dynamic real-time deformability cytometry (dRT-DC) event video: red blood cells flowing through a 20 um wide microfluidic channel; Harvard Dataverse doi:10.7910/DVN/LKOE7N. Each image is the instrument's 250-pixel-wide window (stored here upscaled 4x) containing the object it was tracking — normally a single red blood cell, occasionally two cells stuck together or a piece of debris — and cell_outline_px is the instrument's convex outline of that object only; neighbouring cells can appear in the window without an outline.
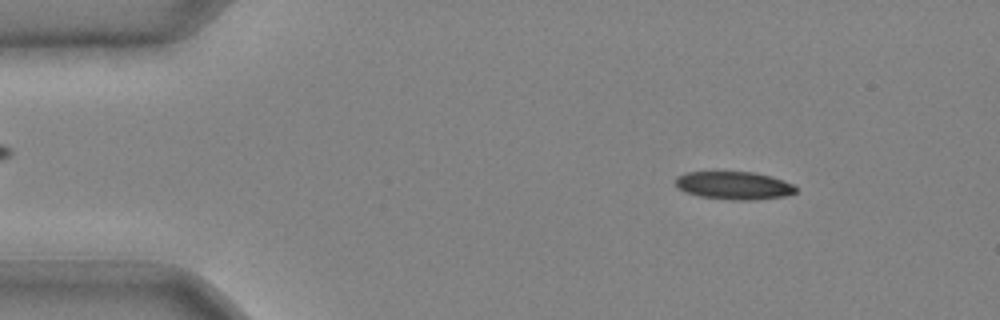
{"species": "common noctule bat (a hibernating species)", "species_latin": "Nyctalus noctula", "temperature_condition": "cold", "stored_images_in_passage": 41, "camera_frame_rate_fps": 3000, "um_per_image_px": 0.085, "animal": {"sex": "male", "body_mass_g": 20.4}, "frame": {"image": 1, "passage_image": 5, "time_ms": 1.333, "image_size_px": [1000, 320], "cell_outline_px": [[796, 192], [784, 196], [752, 200], [732, 200], [700, 196], [688, 192], [680, 188], [676, 184], [676, 176], [688, 172], [752, 172], [772, 176], [784, 180], [792, 184], [796, 188]], "centroid_in_image_um": [62.42, 15.76], "position_along_channel_um": 22.6, "area_um2": 19.36}}
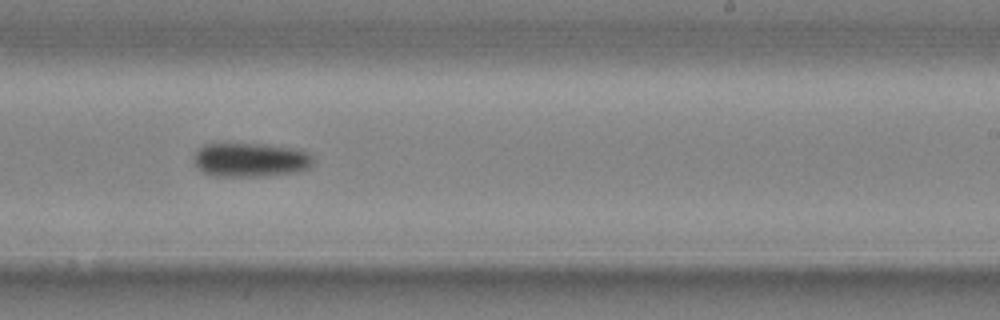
{"frame": {"image": 2, "passage_image": 26, "time_ms": 8.333, "image_size_px": [1000, 320], "cell_outline_px": [[312, 164], [308, 168], [292, 172], [264, 176], [212, 176], [196, 168], [192, 160], [192, 156], [204, 144], [264, 144], [292, 148], [308, 152], [312, 156]], "centroid_in_image_um": [21.23, 13.59], "position_along_channel_um": 267.8, "area_um2": 23.64}}
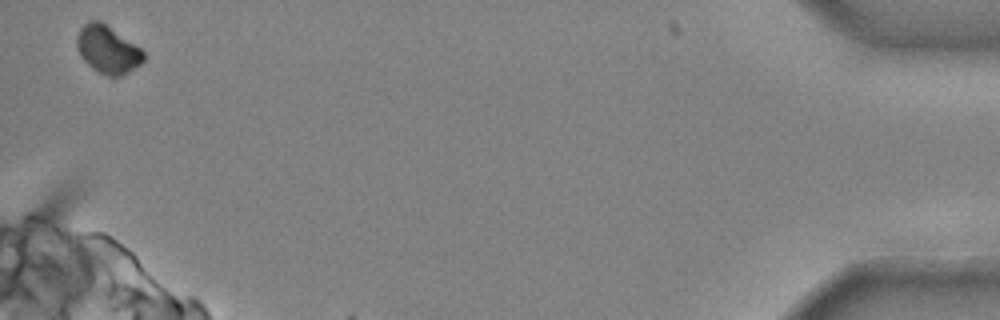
{"frame": {"image": 3, "passage_image": 41, "time_ms": 13.333, "image_size_px": [1000, 320], "cell_outline_px": [[144, 60], [140, 64], [128, 72], [120, 76], [108, 76], [92, 68], [80, 56], [76, 48], [76, 36], [80, 28], [88, 20], [100, 20], [140, 48], [144, 52]], "centroid_in_image_um": [9.11, 4.19], "position_along_channel_um": 426.1, "area_um2": 18.44}}